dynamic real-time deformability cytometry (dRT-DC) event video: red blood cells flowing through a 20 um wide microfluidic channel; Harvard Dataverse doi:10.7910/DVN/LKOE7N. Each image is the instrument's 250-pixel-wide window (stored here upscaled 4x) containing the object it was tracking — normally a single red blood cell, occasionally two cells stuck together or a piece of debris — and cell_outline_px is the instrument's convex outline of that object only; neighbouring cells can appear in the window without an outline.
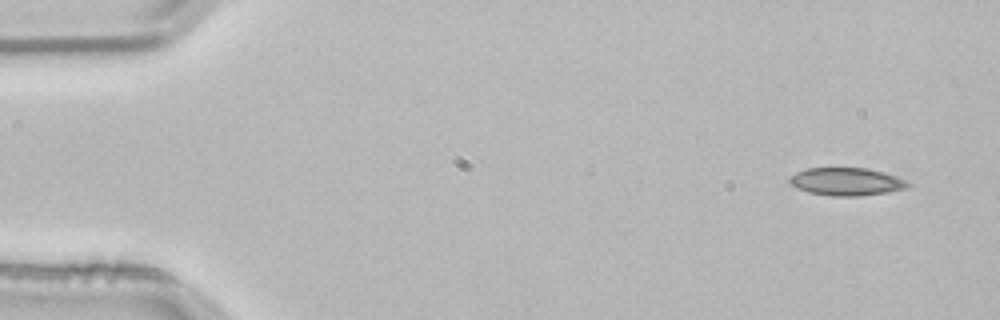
{"species": "common noctule bat (a hibernating species)", "species_latin": "Nyctalus noctula", "temperature_condition": "room temperature", "stored_images_in_passage": 3, "camera_frame_rate_fps": 3000, "um_per_image_px": 0.085, "animal": {"sex": "male", "body_mass_g": 21.5, "forearm_length_mm": 52.0}, "frame": {"image": 1, "passage_image": 1, "time_ms": 0.0, "image_size_px": [1000, 320], "cell_outline_px": [[912, 184], [908, 188], [888, 192], [860, 196], [832, 196], [808, 192], [796, 188], [788, 180], [796, 172], [808, 168], [868, 168], [884, 172], [908, 180]], "centroid_in_image_um": [72.01, 15.44], "position_along_channel_um": 13.0, "area_um2": 19.31}}
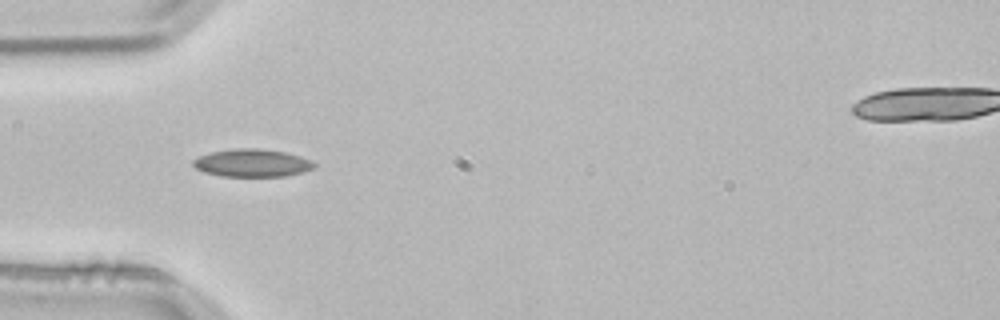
{"frame": {"image": 2, "passage_image": 3, "time_ms": 0.667, "image_size_px": [1000, 320], "cell_outline_px": [[316, 168], [304, 172], [284, 176], [220, 176], [204, 172], [196, 168], [192, 164], [192, 160], [200, 156], [212, 152], [236, 148], [256, 148], [284, 152], [300, 156], [316, 164]], "centroid_in_image_um": [21.43, 13.86], "position_along_channel_um": 63.6, "area_um2": 19.48}}